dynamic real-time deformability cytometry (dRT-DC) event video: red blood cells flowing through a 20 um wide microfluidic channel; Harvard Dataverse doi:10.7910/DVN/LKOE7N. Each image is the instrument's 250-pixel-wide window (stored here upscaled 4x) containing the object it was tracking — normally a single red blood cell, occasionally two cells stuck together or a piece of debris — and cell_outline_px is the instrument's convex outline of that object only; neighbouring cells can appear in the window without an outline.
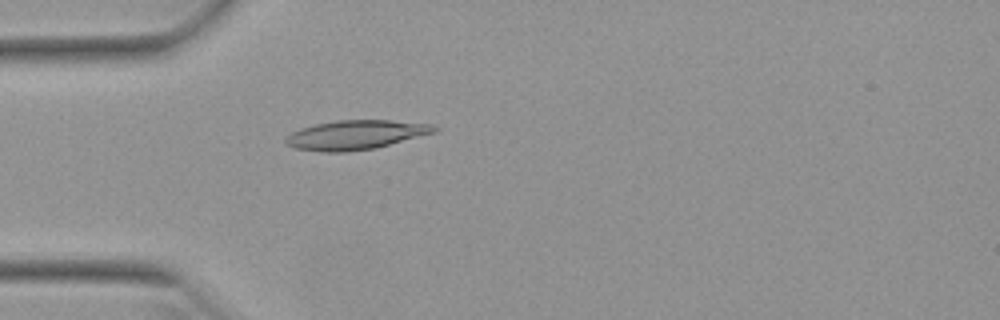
{"species": "Egyptian fruit bat (a non-hibernating species)", "species_latin": "Rousettus aegyptiacus", "temperature_condition": "warm", "stored_images_in_passage": 37, "camera_frame_rate_fps": 3000, "um_per_image_px": 0.085, "animal": {"sex": "female"}, "frame": {"image": 1, "passage_image": 1, "time_ms": 0.0, "image_size_px": [1000, 320], "cell_outline_px": [[440, 132], [376, 148], [344, 152], [320, 152], [296, 148], [288, 144], [284, 140], [292, 132], [300, 128], [316, 124], [336, 120], [392, 120], [432, 124], [440, 128]], "centroid_in_image_um": [30.33, 11.46], "position_along_channel_um": 54.7, "area_um2": 25.66}}
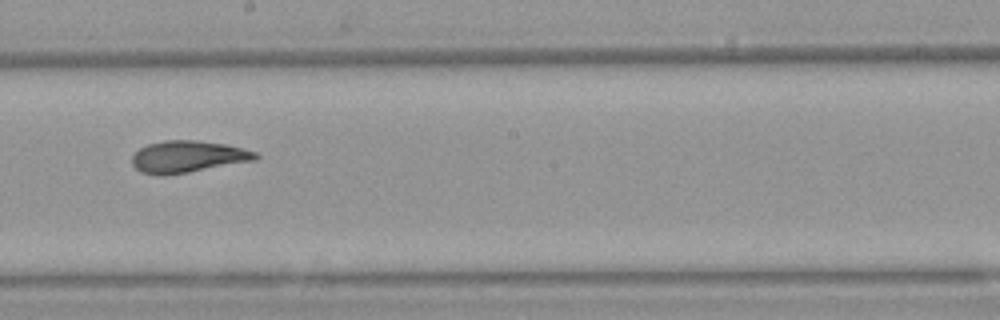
{"frame": {"image": 2, "passage_image": 15, "time_ms": 4.667, "image_size_px": [1000, 320], "cell_outline_px": [[260, 156], [256, 160], [188, 172], [164, 176], [156, 176], [140, 172], [132, 164], [132, 156], [140, 148], [148, 144], [164, 140], [196, 140], [224, 144], [256, 152]], "centroid_in_image_um": [15.93, 13.33], "position_along_channel_um": 232.3, "area_um2": 22.89}}
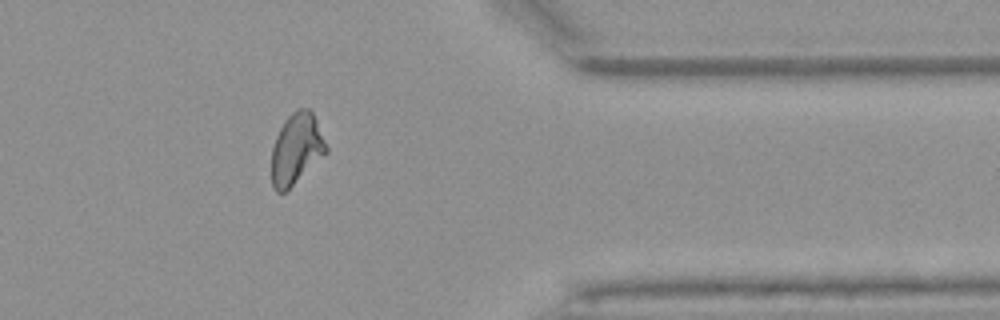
{"frame": {"image": 3, "passage_image": 28, "time_ms": 9.0, "image_size_px": [1000, 320], "cell_outline_px": [[328, 152], [284, 192], [276, 192], [272, 188], [272, 148], [276, 136], [284, 120], [296, 108], [308, 108], [312, 112], [316, 120], [328, 148]], "centroid_in_image_um": [25.18, 12.63], "position_along_channel_um": 386.2, "area_um2": 22.37}, "authors_computed_cell_mechanics": {"area_um2": 22.7732, "velocity_mm_per_s": 3.9533, "shape_relaxation_time_tau1_ms": 7.408, "shape_relaxation_time_tau2_ms": 2.3109, "deformation_change_tau1": 0.1971, "deformation_change_tau2": 0.0807}}